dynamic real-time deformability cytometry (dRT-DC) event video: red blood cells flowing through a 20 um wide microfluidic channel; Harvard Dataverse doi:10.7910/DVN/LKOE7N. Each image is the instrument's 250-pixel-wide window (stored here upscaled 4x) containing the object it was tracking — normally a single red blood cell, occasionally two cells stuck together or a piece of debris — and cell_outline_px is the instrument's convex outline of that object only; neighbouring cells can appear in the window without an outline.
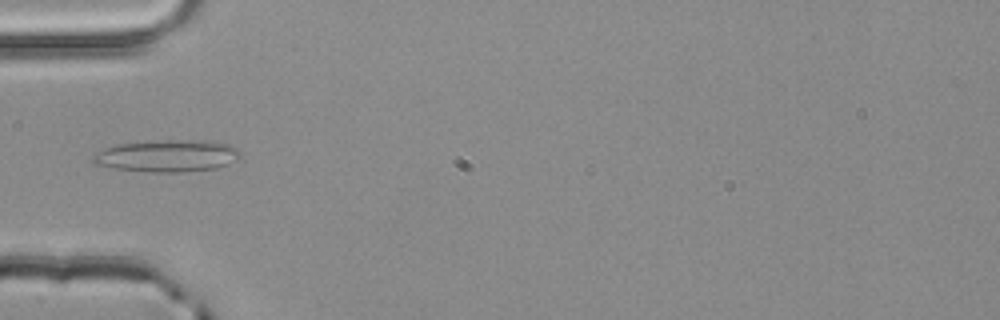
{"species": "common noctule bat (a hibernating species)", "species_latin": "Nyctalus noctula", "temperature_condition": "room temperature", "stored_images_in_passage": 1, "camera_frame_rate_fps": 3000, "um_per_image_px": 0.085, "animal": {"sex": "male", "body_mass_g": 20.4}, "frame": {"image": 1, "passage_image": 1, "time_ms": 0.0, "image_size_px": [1000, 320], "cell_outline_px": [[240, 156], [236, 160], [216, 168], [184, 172], [148, 172], [116, 168], [96, 164], [92, 160], [92, 156], [104, 148], [120, 144], [160, 140], [184, 140], [228, 144], [236, 148], [240, 152]], "centroid_in_image_um": [14.2, 13.26], "position_along_channel_um": 70.8, "area_um2": 26.99}}